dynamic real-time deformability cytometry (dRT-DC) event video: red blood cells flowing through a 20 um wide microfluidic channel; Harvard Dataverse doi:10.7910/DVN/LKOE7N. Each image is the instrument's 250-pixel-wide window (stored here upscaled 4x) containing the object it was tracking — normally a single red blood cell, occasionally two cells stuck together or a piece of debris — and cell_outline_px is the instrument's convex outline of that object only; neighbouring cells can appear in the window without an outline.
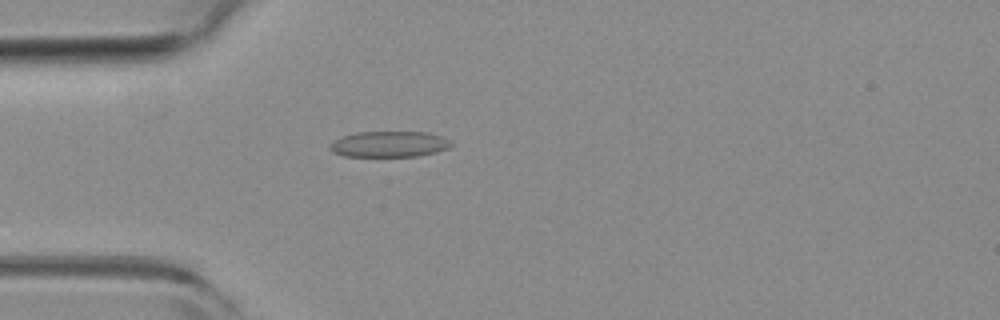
{"species": "common noctule bat (a hibernating species)", "species_latin": "Nyctalus noctula", "temperature_condition": "room temperature", "stored_images_in_passage": 6, "camera_frame_rate_fps": 3000, "um_per_image_px": 0.085, "animal": {"sex": "female", "body_mass_g": 19.3, "forearm_length_mm": 54.1}, "frame": {"image": 1, "passage_image": 5, "time_ms": 1.333, "image_size_px": [1000, 320], "cell_outline_px": [[452, 144], [448, 148], [436, 152], [416, 156], [344, 156], [332, 152], [328, 148], [328, 144], [344, 136], [356, 132], [428, 132], [452, 140]], "centroid_in_image_um": [33.08, 12.25], "position_along_channel_um": 51.9, "area_um2": 18.26}}